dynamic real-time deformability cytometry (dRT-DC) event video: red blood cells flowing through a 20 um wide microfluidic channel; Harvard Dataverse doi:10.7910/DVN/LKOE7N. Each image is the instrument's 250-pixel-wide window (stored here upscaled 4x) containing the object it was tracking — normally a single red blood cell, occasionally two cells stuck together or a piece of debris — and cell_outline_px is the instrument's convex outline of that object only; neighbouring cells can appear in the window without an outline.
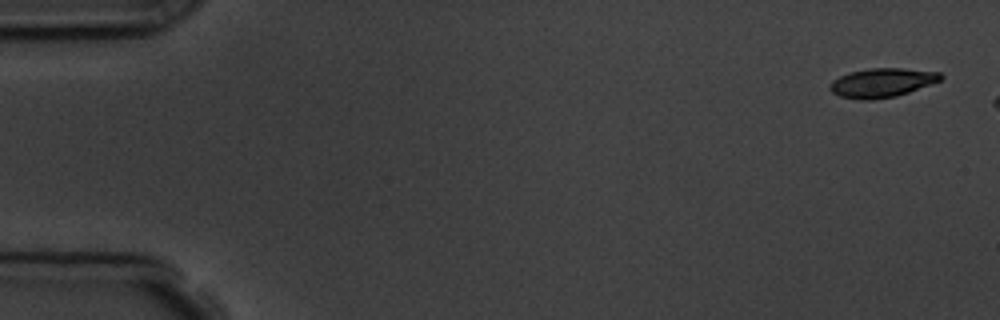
{"species": "common noctule bat (a hibernating species)", "species_latin": "Nyctalus noctula", "temperature_condition": "room temperature", "stored_images_in_passage": 3, "camera_frame_rate_fps": 3000, "um_per_image_px": 0.085, "animal": {"sex": "male", "body_mass_g": 19.5, "forearm_length_mm": 54.6}, "frame": {"image": 1, "passage_image": 1, "time_ms": 0.0, "image_size_px": [1000, 320], "cell_outline_px": [[944, 76], [940, 80], [908, 92], [896, 96], [872, 100], [864, 100], [840, 96], [832, 92], [828, 88], [832, 80], [848, 72], [868, 68], [900, 68], [940, 72]], "centroid_in_image_um": [74.93, 7.02], "position_along_channel_um": 10.1, "area_um2": 18.67}}